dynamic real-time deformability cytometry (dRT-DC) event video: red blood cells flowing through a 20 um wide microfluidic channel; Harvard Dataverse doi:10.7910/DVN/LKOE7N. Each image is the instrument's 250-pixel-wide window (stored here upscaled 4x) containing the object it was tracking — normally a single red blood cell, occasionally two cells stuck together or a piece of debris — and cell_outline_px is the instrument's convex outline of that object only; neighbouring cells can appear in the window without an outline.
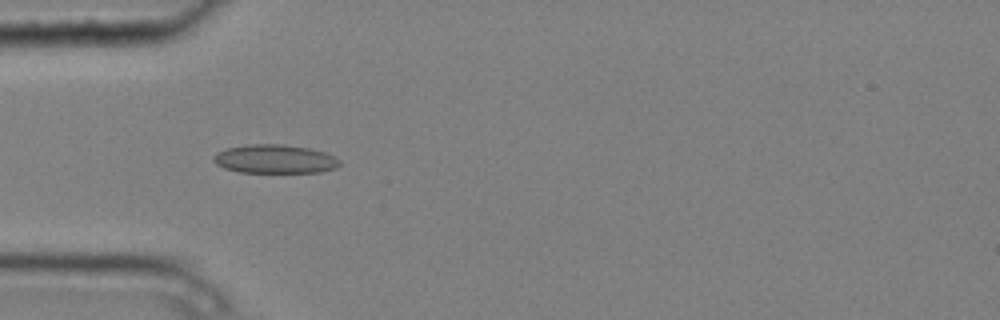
{"species": "common noctule bat (a hibernating species)", "species_latin": "Nyctalus noctula", "temperature_condition": "cold", "stored_images_in_passage": 4, "camera_frame_rate_fps": 3000, "um_per_image_px": 0.085, "animal": {"sex": "male", "body_mass_g": 20.4}, "frame": {"image": 1, "passage_image": 3, "time_ms": 0.667, "image_size_px": [1000, 320], "cell_outline_px": [[340, 164], [336, 168], [320, 172], [236, 172], [224, 168], [216, 164], [212, 160], [212, 156], [216, 152], [228, 148], [248, 144], [280, 144], [308, 148], [324, 152], [336, 156], [340, 160]], "centroid_in_image_um": [23.34, 13.52], "position_along_channel_um": 61.7, "area_um2": 21.21}}